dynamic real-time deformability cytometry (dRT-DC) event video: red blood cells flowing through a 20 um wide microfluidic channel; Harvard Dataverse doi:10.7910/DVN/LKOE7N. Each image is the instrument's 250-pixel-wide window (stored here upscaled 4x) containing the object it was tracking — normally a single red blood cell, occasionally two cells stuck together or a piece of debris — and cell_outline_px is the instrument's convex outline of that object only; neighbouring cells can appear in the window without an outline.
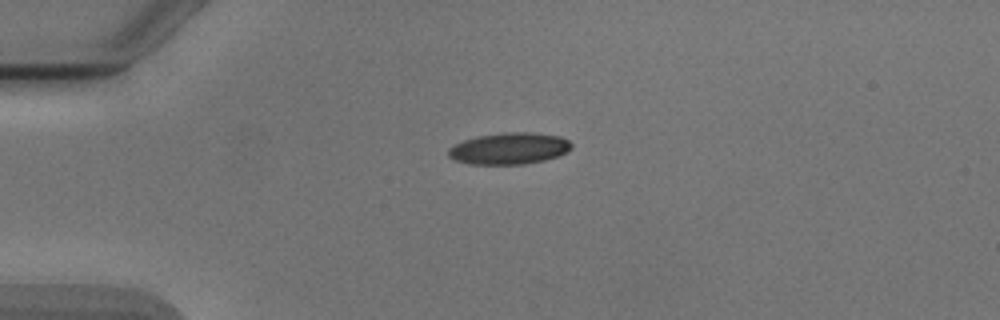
{"species": "Egyptian fruit bat (a non-hibernating species)", "species_latin": "Rousettus aegyptiacus", "temperature_condition": "cold", "stored_images_in_passage": 33, "camera_frame_rate_fps": 3000, "um_per_image_px": 0.085, "animal": {"sex": "male"}, "frame": {"image": 1, "passage_image": 1, "time_ms": 0.0, "image_size_px": [1000, 320], "cell_outline_px": [[572, 148], [556, 156], [544, 160], [524, 164], [468, 164], [456, 160], [448, 156], [448, 148], [452, 144], [476, 136], [504, 132], [532, 132], [560, 136], [568, 140], [572, 144]], "centroid_in_image_um": [43.24, 12.61], "position_along_channel_um": 41.8, "area_um2": 22.72}}
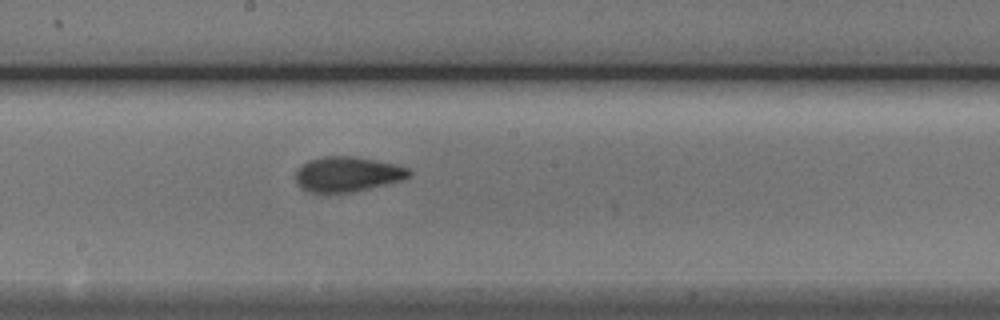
{"frame": {"image": 2, "passage_image": 17, "time_ms": 5.333, "image_size_px": [1000, 320], "cell_outline_px": [[412, 172], [408, 176], [400, 180], [352, 192], [308, 192], [300, 188], [296, 180], [296, 168], [308, 160], [324, 156], [356, 156], [396, 164], [408, 168]], "centroid_in_image_um": [29.48, 14.79], "position_along_channel_um": 218.7, "area_um2": 23.06}}
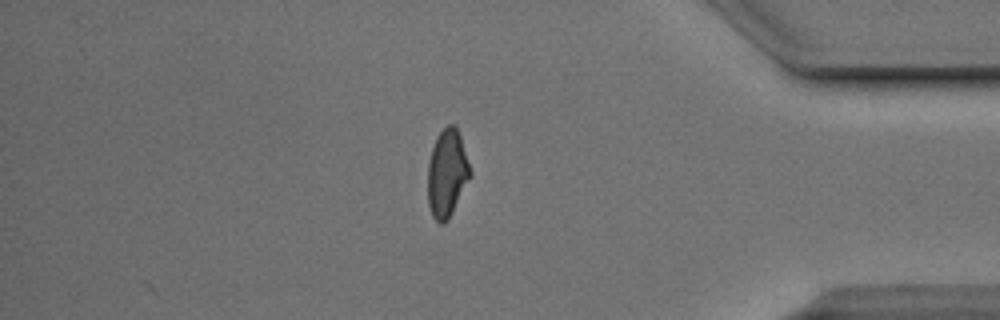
{"frame": {"image": 3, "passage_image": 33, "time_ms": 10.667, "image_size_px": [1000, 320], "cell_outline_px": [[472, 176], [448, 220], [444, 224], [440, 224], [432, 216], [428, 204], [428, 160], [436, 136], [448, 124], [456, 124], [472, 172]], "centroid_in_image_um": [38.0, 14.73], "position_along_channel_um": 397.2, "area_um2": 21.91}, "authors_computed_cell_mechanics": {"area_um2": 22.7154, "velocity_mm_per_s": 3.8921, "shape_relaxation_time_tau1_ms": 3.3663, "shape_relaxation_time_tau2_ms": 1.9134, "deformation_change_tau1": 0.1406, "deformation_change_tau2": 0.072}}